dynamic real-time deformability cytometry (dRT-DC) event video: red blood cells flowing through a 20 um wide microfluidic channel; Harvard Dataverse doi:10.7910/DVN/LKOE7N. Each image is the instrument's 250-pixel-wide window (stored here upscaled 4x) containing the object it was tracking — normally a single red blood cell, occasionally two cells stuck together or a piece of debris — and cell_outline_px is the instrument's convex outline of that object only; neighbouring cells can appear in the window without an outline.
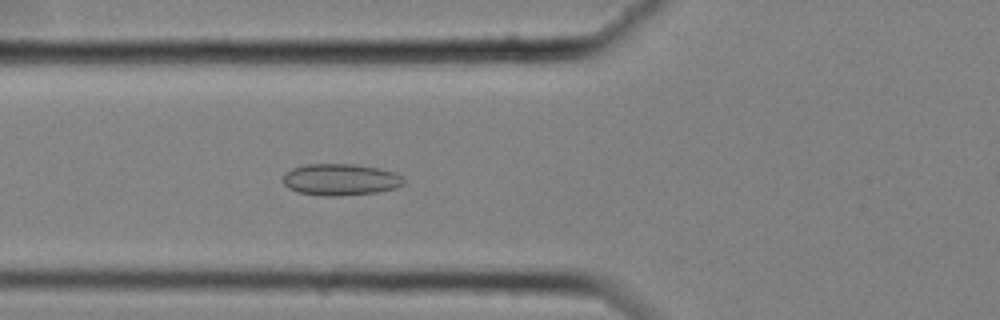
{"species": "common noctule bat (a hibernating species)", "species_latin": "Nyctalus noctula", "temperature_condition": "cold", "stored_images_in_passage": 55, "camera_frame_rate_fps": 3000, "um_per_image_px": 0.085, "animal": {"sex": "female", "body_mass_g": 25.1}, "frame": {"image": 1, "passage_image": 23, "time_ms": 7.333, "image_size_px": [1000, 320], "cell_outline_px": [[404, 184], [396, 188], [376, 192], [340, 196], [324, 196], [300, 192], [288, 188], [284, 184], [284, 176], [292, 168], [304, 164], [352, 164], [380, 168], [392, 172], [400, 176], [404, 180]], "centroid_in_image_um": [28.94, 15.26], "position_along_channel_um": 96.9, "area_um2": 22.08}}
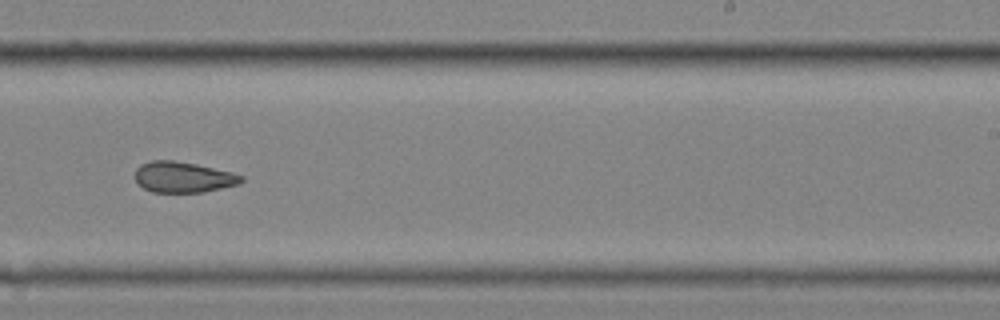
{"frame": {"image": 2, "passage_image": 38, "time_ms": 12.333, "image_size_px": [1000, 320], "cell_outline_px": [[244, 180], [240, 184], [204, 192], [152, 192], [144, 188], [136, 180], [136, 168], [140, 164], [152, 160], [172, 160], [196, 164], [232, 172], [244, 176]], "centroid_in_image_um": [15.6, 15.05], "position_along_channel_um": 273.4, "area_um2": 19.07}}
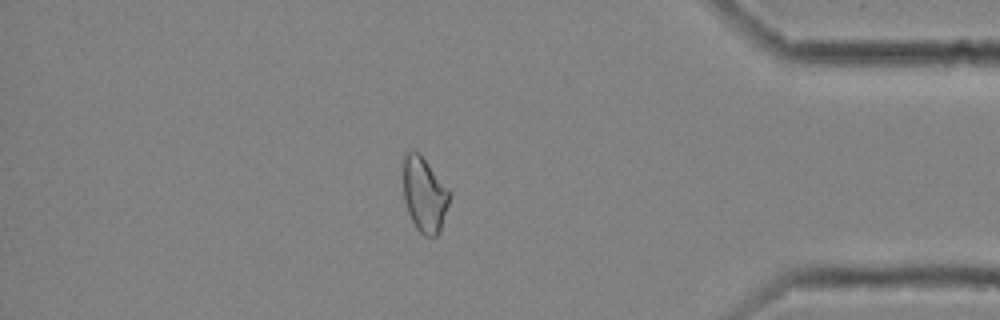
{"frame": {"image": 3, "passage_image": 51, "time_ms": 16.667, "image_size_px": [1000, 320], "cell_outline_px": [[448, 204], [440, 232], [436, 236], [424, 236], [416, 228], [408, 212], [404, 200], [404, 156], [408, 152], [420, 152], [448, 188]], "centroid_in_image_um": [36.07, 16.55], "position_along_channel_um": 399.1, "area_um2": 19.88}}